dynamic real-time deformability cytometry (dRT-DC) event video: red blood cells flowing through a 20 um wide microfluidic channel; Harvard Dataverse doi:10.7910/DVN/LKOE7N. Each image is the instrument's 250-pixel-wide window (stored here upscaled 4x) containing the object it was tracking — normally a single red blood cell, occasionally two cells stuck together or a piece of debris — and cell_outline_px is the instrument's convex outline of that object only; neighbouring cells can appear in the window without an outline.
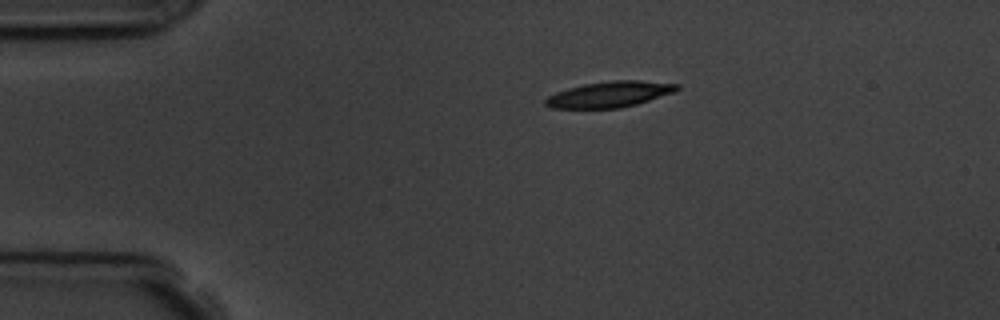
{"species": "common noctule bat (a hibernating species)", "species_latin": "Nyctalus noctula", "temperature_condition": "room temperature", "stored_images_in_passage": 4, "camera_frame_rate_fps": 3000, "um_per_image_px": 0.085, "animal": {"sex": "male", "body_mass_g": 19.5, "forearm_length_mm": 54.6}, "frame": {"image": 1, "passage_image": 1, "time_ms": 0.0, "image_size_px": [1000, 320], "cell_outline_px": [[680, 88], [672, 92], [636, 104], [620, 108], [552, 108], [544, 104], [544, 100], [548, 96], [556, 92], [568, 88], [584, 84], [612, 80], [640, 80], [680, 84]], "centroid_in_image_um": [51.79, 8.01], "position_along_channel_um": 33.2, "area_um2": 19.65}}
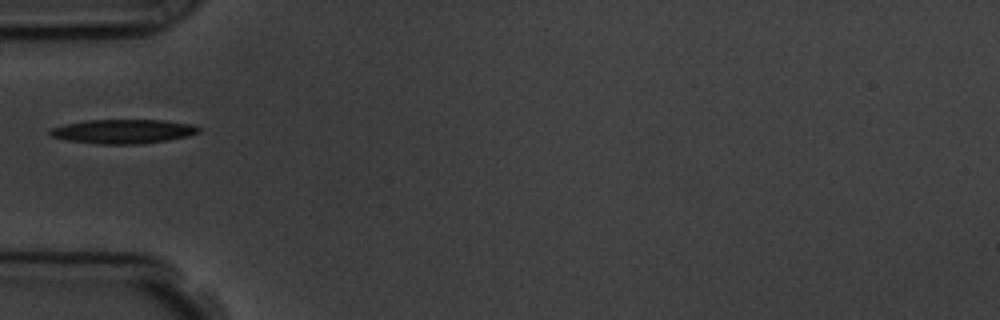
{"frame": {"image": 2, "passage_image": 3, "time_ms": 2.333, "image_size_px": [1000, 320], "cell_outline_px": [[200, 132], [188, 136], [140, 144], [92, 144], [64, 140], [52, 136], [48, 132], [52, 128], [64, 124], [88, 120], [164, 120], [192, 124], [200, 128]], "centroid_in_image_um": [10.44, 11.17], "position_along_channel_um": 74.6, "area_um2": 20.98}}